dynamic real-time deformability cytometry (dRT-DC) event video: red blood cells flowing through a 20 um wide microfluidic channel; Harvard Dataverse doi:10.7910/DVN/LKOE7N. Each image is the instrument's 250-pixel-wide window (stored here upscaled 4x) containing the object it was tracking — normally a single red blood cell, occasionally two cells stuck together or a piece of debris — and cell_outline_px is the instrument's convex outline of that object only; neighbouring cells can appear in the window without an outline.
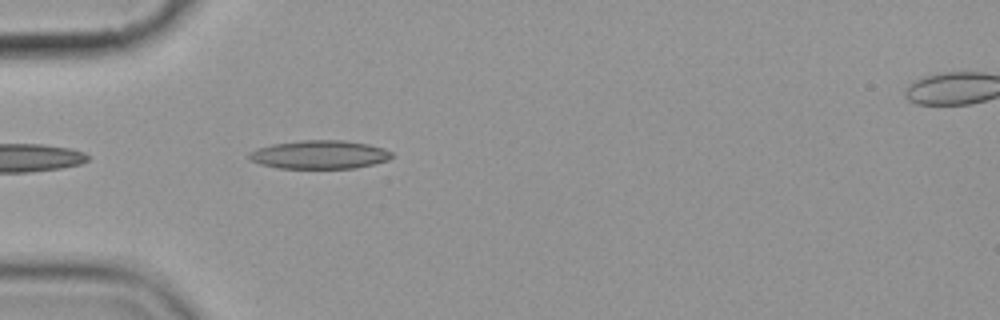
{"species": "common noctule bat (a hibernating species)", "species_latin": "Nyctalus noctula", "temperature_condition": "cold", "stored_images_in_passage": 5, "segment_of_instrument_passage": [1, 2], "camera_frame_rate_fps": 3000, "um_per_image_px": 0.085, "animal": {"sex": "female", "body_mass_g": 19.9}, "frame": {"image": 1, "passage_image": 4, "time_ms": 3.333, "image_size_px": [1000, 320], "cell_outline_px": [[392, 156], [388, 160], [356, 168], [276, 168], [260, 164], [252, 160], [248, 156], [248, 152], [256, 148], [272, 144], [300, 140], [344, 140], [368, 144], [384, 148], [392, 152]], "centroid_in_image_um": [27.14, 13.14], "position_along_channel_um": 57.9, "area_um2": 23.76}}